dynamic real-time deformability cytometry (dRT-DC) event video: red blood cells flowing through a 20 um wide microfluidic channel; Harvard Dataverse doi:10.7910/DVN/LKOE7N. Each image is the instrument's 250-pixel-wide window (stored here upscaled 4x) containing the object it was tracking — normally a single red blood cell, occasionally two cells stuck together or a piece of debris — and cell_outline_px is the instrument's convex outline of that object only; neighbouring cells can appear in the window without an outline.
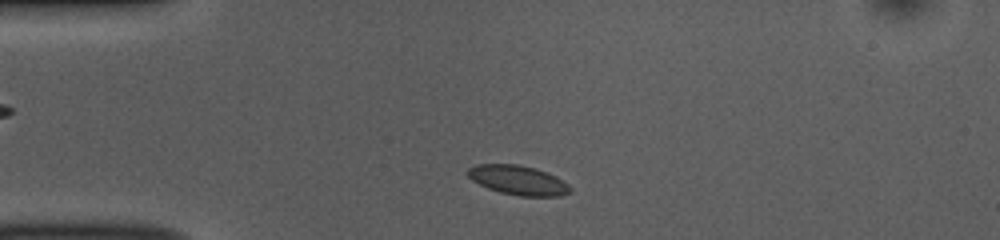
{"species": "common noctule bat (a hibernating species)", "species_latin": "Nyctalus noctula", "temperature_condition": "room temperature", "stored_images_in_passage": 42, "camera_frame_rate_fps": 3000, "um_per_image_px": 0.085, "animal": {"sex": "female", "body_mass_g": 10.0, "forearm_length_mm": 53.1}, "frame": {"image": 1, "passage_image": 3, "time_ms": 0.667, "image_size_px": [1000, 240], "cell_outline_px": [[572, 192], [560, 196], [520, 196], [500, 192], [488, 188], [472, 180], [464, 172], [468, 168], [476, 164], [516, 164], [536, 168], [548, 172], [556, 176], [568, 184], [572, 188]], "centroid_in_image_um": [44.05, 15.31], "position_along_channel_um": 41.0, "area_um2": 17.74}}
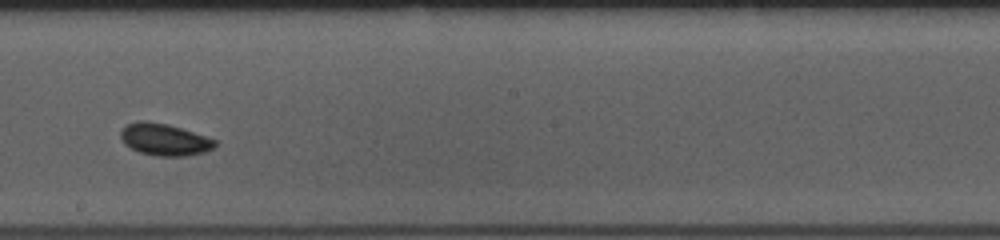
{"frame": {"image": 2, "passage_image": 20, "time_ms": 6.333, "image_size_px": [1000, 240], "cell_outline_px": [[216, 148], [204, 152], [184, 156], [160, 156], [140, 152], [124, 144], [120, 136], [120, 132], [128, 124], [136, 120], [144, 120], [168, 124], [216, 140]], "centroid_in_image_um": [13.97, 11.86], "position_along_channel_um": 234.2, "area_um2": 17.4}}
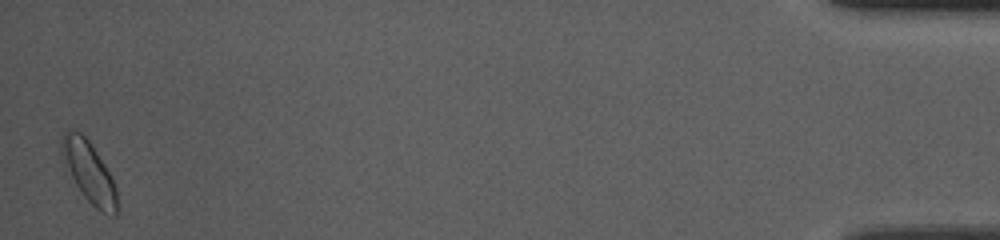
{"frame": {"image": 3, "passage_image": 42, "time_ms": 13.667, "image_size_px": [1000, 240], "cell_outline_px": [[116, 216], [112, 216], [100, 212], [84, 196], [64, 168], [60, 156], [60, 144], [64, 128], [68, 128], [80, 132], [88, 140], [104, 164], [116, 188]], "centroid_in_image_um": [7.48, 14.57], "position_along_channel_um": 427.7, "area_um2": 19.77}, "authors_computed_cell_mechanics": {"area_um2": 17.0221, "velocity_mm_per_s": 3.8564, "shape_relaxation_time_tau1_ms": 4.3812, "shape_relaxation_time_tau2_ms": null, "deformation_change_tau1": 0.0741, "deformation_change_tau2": null}}